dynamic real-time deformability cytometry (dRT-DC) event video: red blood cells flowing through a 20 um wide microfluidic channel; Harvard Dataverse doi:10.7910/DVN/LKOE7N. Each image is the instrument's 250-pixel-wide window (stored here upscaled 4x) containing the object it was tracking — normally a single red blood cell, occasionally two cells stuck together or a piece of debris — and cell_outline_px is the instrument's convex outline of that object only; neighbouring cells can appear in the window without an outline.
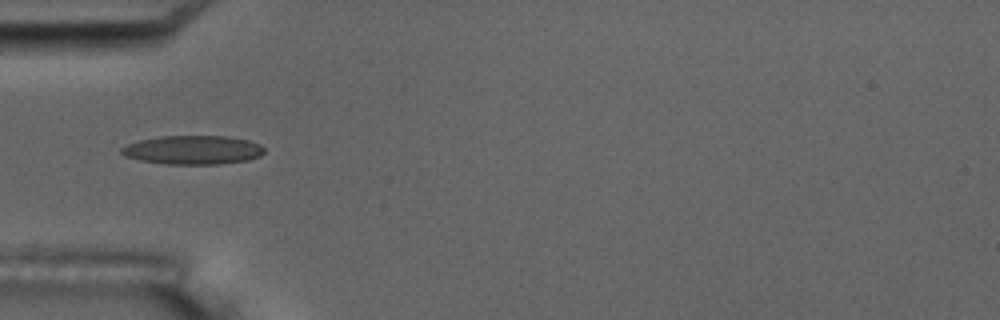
{"species": "common noctule bat (a hibernating species)", "species_latin": "Nyctalus noctula", "temperature_condition": "room temperature", "stored_images_in_passage": 6, "camera_frame_rate_fps": 3000, "um_per_image_px": 0.085, "animal": {"sex": "male", "body_mass_g": 17.5, "forearm_length_mm": 52.3}, "frame": {"image": 1, "passage_image": 1, "time_ms": 0.0, "image_size_px": [1000, 320], "cell_outline_px": [[264, 152], [260, 156], [248, 160], [220, 164], [164, 164], [140, 160], [124, 156], [120, 152], [120, 148], [128, 144], [140, 140], [160, 136], [224, 136], [248, 140], [260, 144], [264, 148]], "centroid_in_image_um": [16.39, 12.75], "position_along_channel_um": 68.6, "area_um2": 24.04}}
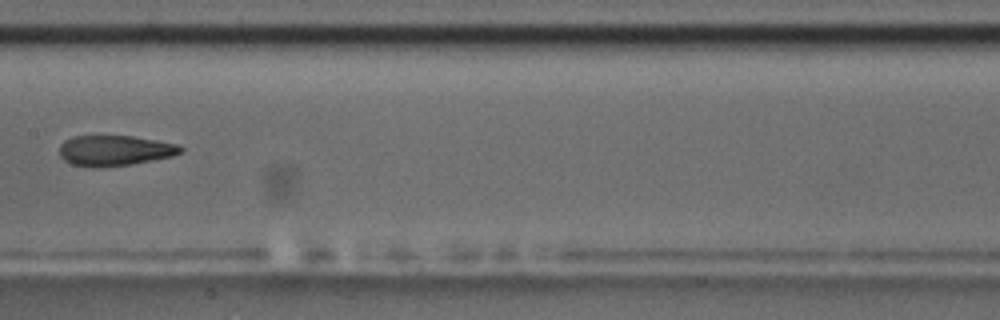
{"frame": {"image": 2, "passage_image": 4, "time_ms": 3.667, "image_size_px": [1000, 320], "cell_outline_px": [[184, 148], [180, 152], [172, 156], [132, 164], [100, 168], [96, 168], [72, 164], [64, 160], [60, 156], [60, 144], [64, 140], [72, 136], [132, 136], [180, 144]], "centroid_in_image_um": [9.74, 12.8], "position_along_channel_um": 197.7, "area_um2": 21.62}}